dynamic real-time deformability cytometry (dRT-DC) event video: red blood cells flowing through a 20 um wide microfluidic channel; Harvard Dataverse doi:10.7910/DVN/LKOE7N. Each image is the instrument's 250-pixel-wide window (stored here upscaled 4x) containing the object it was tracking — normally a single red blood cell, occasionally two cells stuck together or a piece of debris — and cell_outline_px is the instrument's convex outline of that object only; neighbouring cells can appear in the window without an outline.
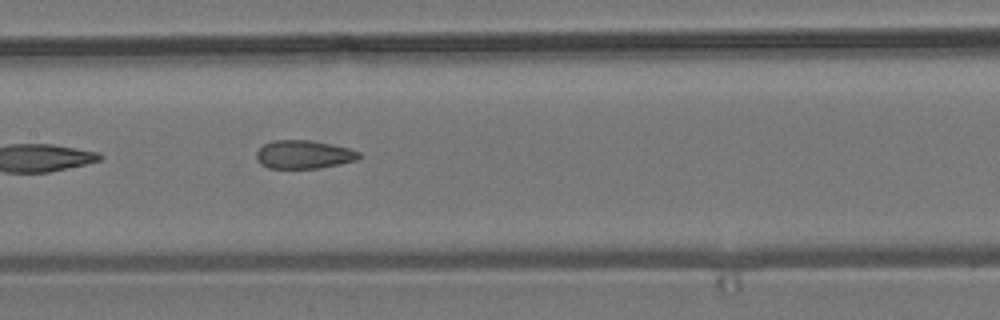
{"species": "common noctule bat (a hibernating species)", "species_latin": "Nyctalus noctula", "temperature_condition": "room temperature", "stored_images_in_passage": 5, "camera_frame_rate_fps": 3000, "um_per_image_px": 0.085, "animal": {"sex": "male", "body_mass_g": 19.2, "forearm_length_mm": 51.8}, "frame": {"image": 1, "passage_image": 5, "time_ms": 1.333, "image_size_px": [1000, 320], "cell_outline_px": [[360, 156], [356, 160], [340, 164], [316, 168], [268, 168], [260, 164], [256, 156], [256, 152], [264, 144], [272, 140], [308, 140], [348, 148], [360, 152]], "centroid_in_image_um": [25.78, 13.13], "position_along_channel_um": 181.6, "area_um2": 16.76}}